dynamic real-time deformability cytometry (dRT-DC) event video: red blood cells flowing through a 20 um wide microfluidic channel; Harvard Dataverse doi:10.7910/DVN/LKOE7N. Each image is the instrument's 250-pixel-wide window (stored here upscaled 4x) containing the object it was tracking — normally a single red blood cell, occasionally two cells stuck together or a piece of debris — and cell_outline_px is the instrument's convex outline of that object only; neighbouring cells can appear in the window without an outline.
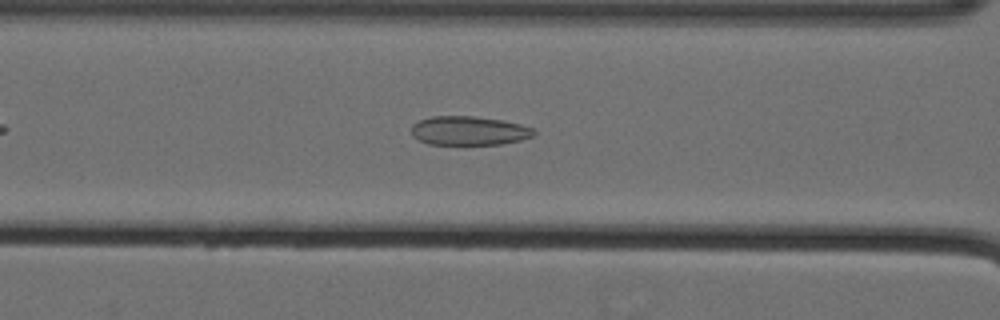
{"species": "Egyptian fruit bat (a non-hibernating species)", "species_latin": "Rousettus aegyptiacus", "temperature_condition": "cold", "stored_images_in_passage": 41, "camera_frame_rate_fps": 3000, "um_per_image_px": 0.085, "animal": {"sex": "female"}, "frame": {"image": 1, "passage_image": 13, "time_ms": 4.0, "image_size_px": [1000, 320], "cell_outline_px": [[536, 132], [532, 136], [520, 140], [500, 144], [428, 144], [412, 136], [412, 124], [420, 120], [432, 116], [472, 116], [500, 120], [520, 124], [532, 128]], "centroid_in_image_um": [39.83, 11.11], "position_along_channel_um": 126.8, "area_um2": 20.46}}
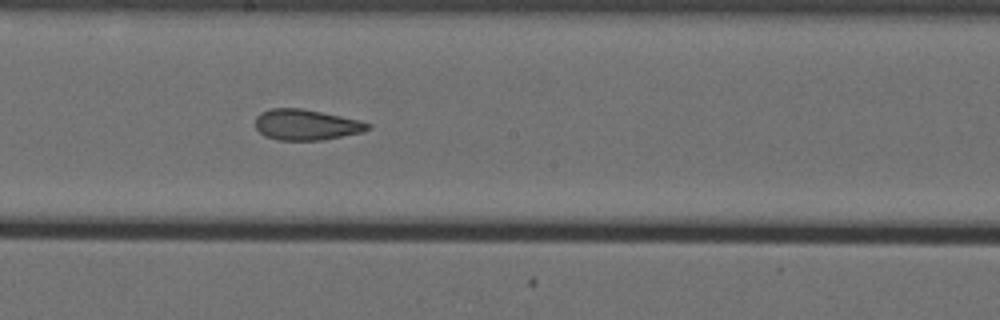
{"frame": {"image": 2, "passage_image": 21, "time_ms": 6.667, "image_size_px": [1000, 320], "cell_outline_px": [[372, 128], [364, 132], [324, 140], [276, 140], [264, 136], [256, 128], [256, 116], [260, 112], [272, 108], [300, 108], [360, 120], [372, 124]], "centroid_in_image_um": [26.05, 10.61], "position_along_channel_um": 222.2, "area_um2": 20.29}}
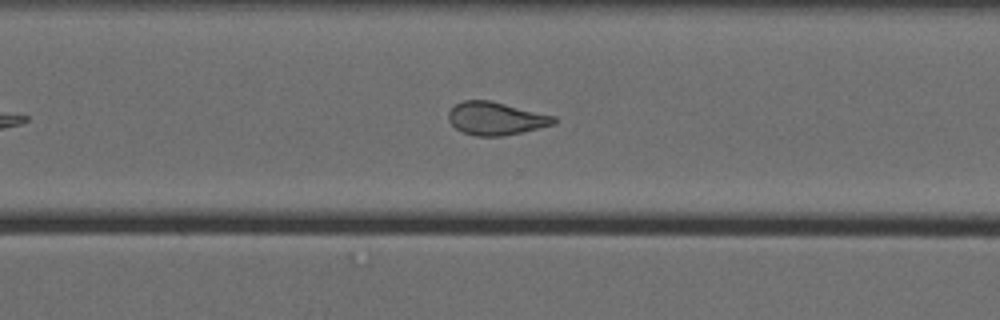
{"frame": {"image": 3, "passage_image": 30, "time_ms": 9.667, "image_size_px": [1000, 320], "cell_outline_px": [[556, 124], [504, 136], [476, 136], [464, 132], [456, 128], [448, 120], [448, 112], [456, 104], [464, 100], [488, 100], [556, 116]], "centroid_in_image_um": [42.16, 10.07], "position_along_channel_um": 328.4, "area_um2": 20.11}}